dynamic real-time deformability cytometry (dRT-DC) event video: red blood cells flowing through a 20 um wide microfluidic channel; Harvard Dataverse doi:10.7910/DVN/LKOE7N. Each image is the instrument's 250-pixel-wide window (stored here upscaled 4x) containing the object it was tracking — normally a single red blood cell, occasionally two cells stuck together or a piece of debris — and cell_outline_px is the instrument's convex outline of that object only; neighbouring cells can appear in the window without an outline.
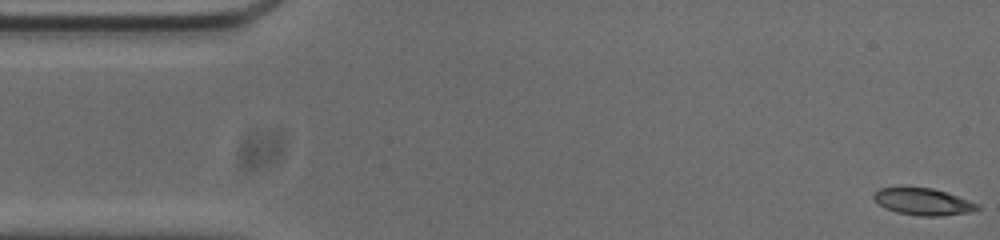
{"species": "common noctule bat (a hibernating species)", "species_latin": "Nyctalus noctula", "temperature_condition": "cold", "stored_images_in_passage": 53, "camera_frame_rate_fps": 3000, "um_per_image_px": 0.085, "animal": {"sex": "male", "body_mass_g": 20.0, "forearm_length_mm": 53.3}, "frame": {"image": 1, "passage_image": 1, "time_ms": 0.0, "image_size_px": [1000, 240], "cell_outline_px": [[980, 208], [972, 212], [940, 216], [920, 216], [896, 212], [884, 208], [872, 196], [880, 188], [900, 184], [932, 188], [980, 204]], "centroid_in_image_um": [78.42, 17.11], "position_along_channel_um": 6.6, "area_um2": 16.7}}
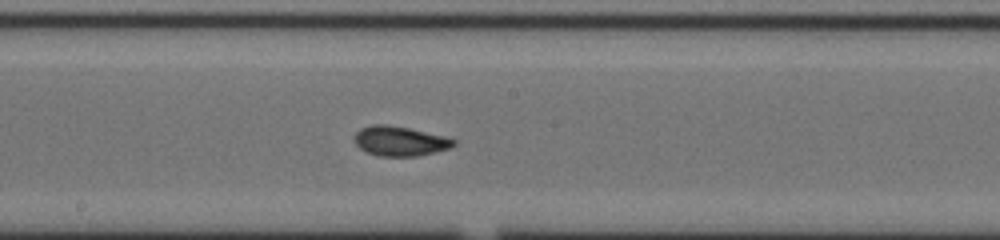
{"frame": {"image": 2, "passage_image": 27, "time_ms": 8.667, "image_size_px": [1000, 240], "cell_outline_px": [[456, 144], [448, 148], [416, 156], [380, 156], [368, 152], [360, 148], [352, 140], [352, 136], [360, 128], [372, 124], [388, 124], [408, 128], [444, 136], [456, 140]], "centroid_in_image_um": [33.92, 11.97], "position_along_channel_um": 214.3, "area_um2": 17.11}}
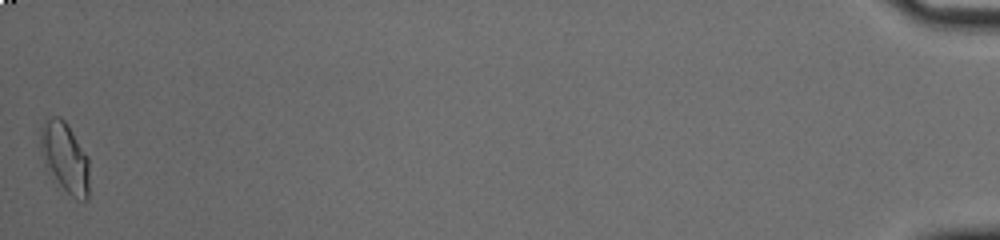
{"frame": {"image": 3, "passage_image": 53, "time_ms": 17.333, "image_size_px": [1000, 240], "cell_outline_px": [[88, 200], [76, 200], [52, 180], [40, 152], [40, 128], [52, 116], [60, 116], [68, 124], [88, 156]], "centroid_in_image_um": [5.51, 13.41], "position_along_channel_um": 429.7, "area_um2": 20.23}, "authors_computed_cell_mechanics": {"area_um2": 16.8198, "velocity_mm_per_s": 3.7518, "shape_relaxation_time_tau1_ms": 5.2262, "shape_relaxation_time_tau2_ms": 1.4211, "deformation_change_tau1": 0.1605, "deformation_change_tau2": 0.0627}}